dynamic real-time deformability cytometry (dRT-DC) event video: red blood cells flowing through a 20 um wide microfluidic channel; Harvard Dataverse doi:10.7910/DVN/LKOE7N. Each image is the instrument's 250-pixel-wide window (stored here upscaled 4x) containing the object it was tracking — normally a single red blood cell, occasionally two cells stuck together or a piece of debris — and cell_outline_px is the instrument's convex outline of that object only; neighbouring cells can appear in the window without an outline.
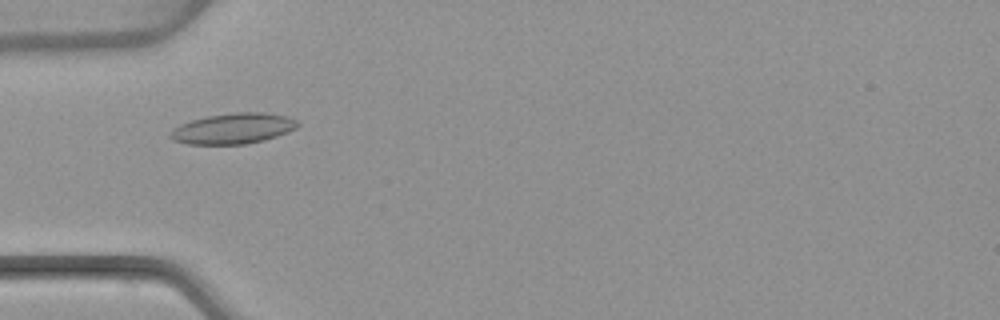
{"species": "common noctule bat (a hibernating species)", "species_latin": "Nyctalus noctula", "temperature_condition": "warm", "stored_images_in_passage": 37, "camera_frame_rate_fps": 3000, "um_per_image_px": 0.085, "animal": {"sex": "female", "body_mass_g": 22.7, "forearm_length_mm": 54.2}, "frame": {"image": 1, "passage_image": 1, "time_ms": 0.0, "image_size_px": [1000, 320], "cell_outline_px": [[300, 124], [296, 128], [288, 132], [264, 140], [244, 144], [188, 144], [172, 140], [168, 136], [168, 132], [180, 124], [192, 120], [208, 116], [236, 112], [264, 112], [288, 116], [296, 120]], "centroid_in_image_um": [19.81, 10.92], "position_along_channel_um": 65.2, "area_um2": 22.77}}
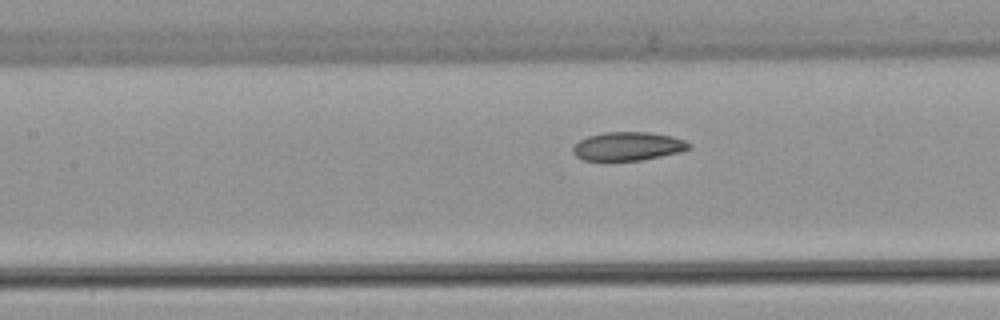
{"frame": {"image": 2, "passage_image": 8, "time_ms": 2.333, "image_size_px": [1000, 320], "cell_outline_px": [[692, 144], [688, 148], [680, 152], [640, 160], [584, 160], [576, 156], [572, 152], [572, 148], [580, 140], [588, 136], [604, 132], [648, 132], [672, 136], [684, 140]], "centroid_in_image_um": [53.36, 12.42], "position_along_channel_um": 154.0, "area_um2": 19.13}}
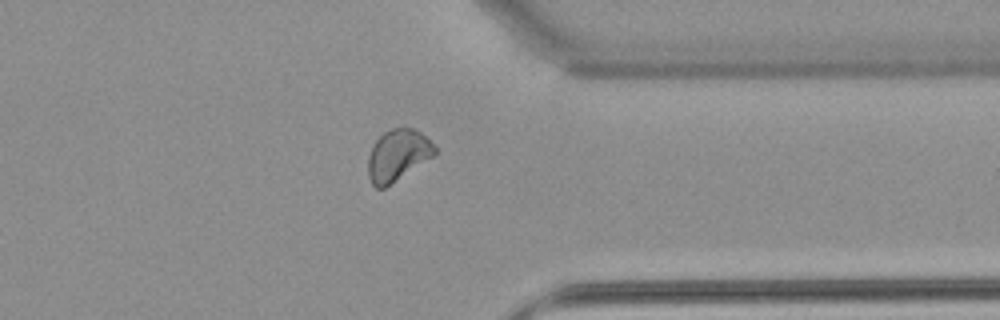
{"frame": {"image": 3, "passage_image": 26, "time_ms": 8.333, "image_size_px": [1000, 320], "cell_outline_px": [[436, 152], [432, 156], [384, 188], [376, 188], [372, 184], [368, 176], [368, 156], [372, 144], [384, 132], [392, 128], [412, 128], [420, 132], [436, 148]], "centroid_in_image_um": [33.75, 13.19], "position_along_channel_um": 377.6, "area_um2": 19.54}, "authors_computed_cell_mechanics": {"area_um2": 19.652, "velocity_mm_per_s": 3.8209, "shape_relaxation_time_tau1_ms": null, "shape_relaxation_time_tau2_ms": 6.4008, "deformation_change_tau1": null, "deformation_change_tau2": 0.1016}}